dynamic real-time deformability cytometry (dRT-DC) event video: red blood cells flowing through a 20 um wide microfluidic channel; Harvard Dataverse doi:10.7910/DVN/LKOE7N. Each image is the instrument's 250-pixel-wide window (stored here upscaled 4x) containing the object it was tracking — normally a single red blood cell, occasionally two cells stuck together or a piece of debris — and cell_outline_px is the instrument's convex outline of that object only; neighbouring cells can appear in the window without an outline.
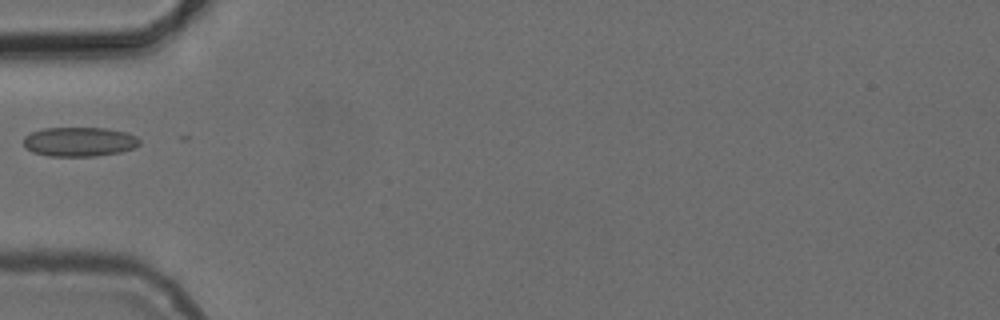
{"species": "common noctule bat (a hibernating species)", "species_latin": "Nyctalus noctula", "temperature_condition": "cold", "stored_images_in_passage": 3, "camera_frame_rate_fps": 3000, "um_per_image_px": 0.085, "animal": {"sex": "female", "body_mass_g": 24.6, "forearm_length_mm": 56.2}, "frame": {"image": 1, "passage_image": 3, "time_ms": 2.333, "image_size_px": [1000, 320], "cell_outline_px": [[140, 144], [132, 148], [120, 152], [96, 156], [48, 156], [32, 152], [24, 148], [24, 136], [32, 132], [44, 128], [104, 128], [124, 132], [136, 136], [140, 140]], "centroid_in_image_um": [6.71, 12.05], "position_along_channel_um": 78.3, "area_um2": 19.83}}